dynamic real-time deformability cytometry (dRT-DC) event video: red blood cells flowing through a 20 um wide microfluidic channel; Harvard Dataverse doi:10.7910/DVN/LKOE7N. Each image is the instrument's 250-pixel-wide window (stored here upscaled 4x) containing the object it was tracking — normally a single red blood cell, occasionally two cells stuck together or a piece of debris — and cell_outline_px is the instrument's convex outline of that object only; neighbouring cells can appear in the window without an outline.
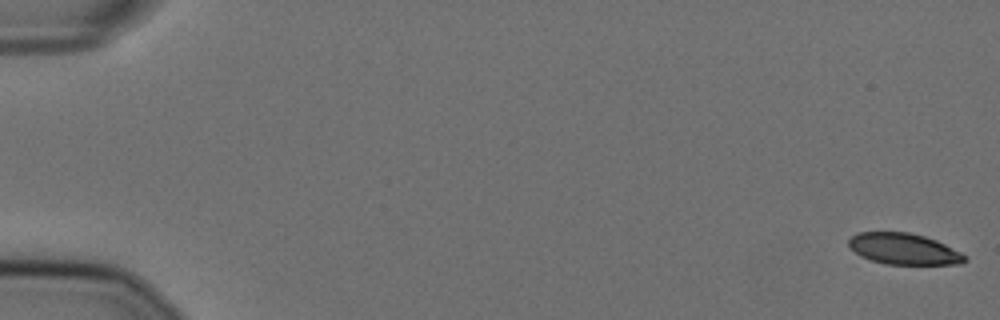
{"species": "Egyptian fruit bat (a non-hibernating species)", "species_latin": "Rousettus aegyptiacus", "temperature_condition": "cold", "stored_images_in_passage": 18, "camera_frame_rate_fps": 3000, "um_per_image_px": 0.085, "animal": {"sex": "female"}, "frame": {"image": 1, "passage_image": 1, "time_ms": 0.0, "image_size_px": [1000, 320], "cell_outline_px": [[968, 260], [960, 264], [884, 264], [860, 256], [848, 248], [848, 240], [856, 232], [908, 232], [924, 236], [936, 240], [960, 252]], "centroid_in_image_um": [76.77, 21.15], "position_along_channel_um": 8.2, "area_um2": 21.1}}
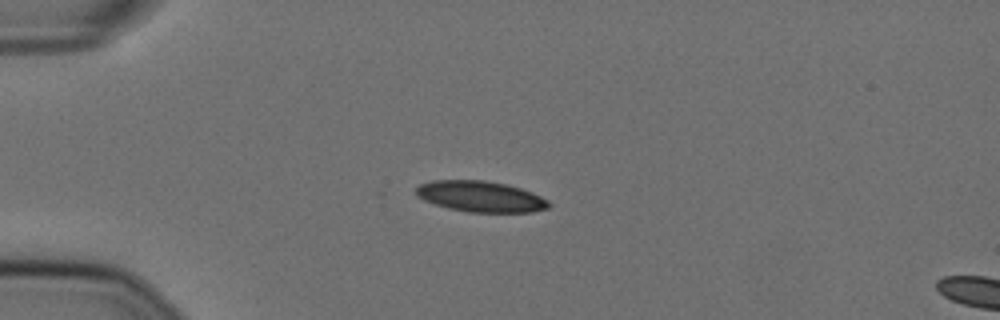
{"frame": {"image": 2, "passage_image": 15, "time_ms": 4.667, "image_size_px": [1000, 320], "cell_outline_px": [[552, 204], [548, 208], [532, 212], [468, 212], [448, 208], [424, 200], [416, 196], [416, 188], [420, 184], [432, 180], [484, 180], [508, 184], [532, 192], [548, 200]], "centroid_in_image_um": [40.86, 16.7], "position_along_channel_um": 44.1, "area_um2": 23.99}}